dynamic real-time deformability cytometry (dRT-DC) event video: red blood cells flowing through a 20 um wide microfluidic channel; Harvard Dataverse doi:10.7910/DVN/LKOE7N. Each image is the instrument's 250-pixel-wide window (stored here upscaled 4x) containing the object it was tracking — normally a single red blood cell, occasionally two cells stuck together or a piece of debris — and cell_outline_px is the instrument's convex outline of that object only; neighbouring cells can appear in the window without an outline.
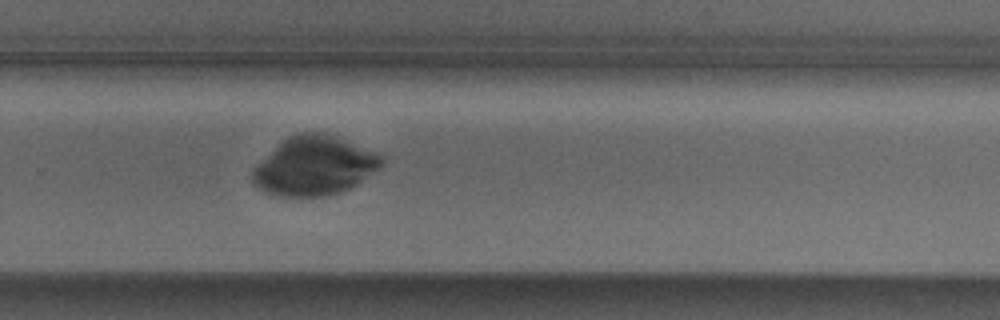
{"species": "Egyptian fruit bat (a non-hibernating species)", "species_latin": "Rousettus aegyptiacus", "temperature_condition": "cold", "stored_images_in_passage": 50, "camera_frame_rate_fps": 3000, "um_per_image_px": 0.085, "animal": {"sex": "male"}, "frame": {"image": 1, "passage_image": 32, "time_ms": 10.333, "image_size_px": [1000, 320], "cell_outline_px": [[384, 164], [356, 184], [340, 192], [324, 196], [280, 196], [264, 192], [252, 184], [252, 168], [256, 164], [288, 136], [300, 132], [316, 132], [380, 152], [384, 156]], "centroid_in_image_um": [26.7, 14.11], "position_along_channel_um": 303.1, "area_um2": 43.93}}
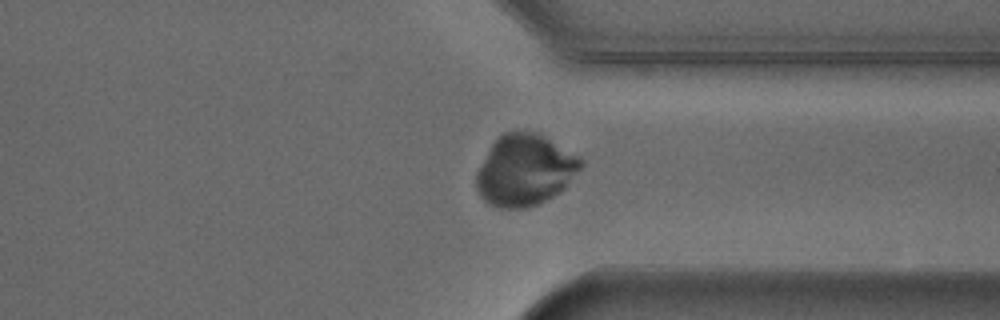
{"frame": {"image": 2, "passage_image": 37, "time_ms": 12.0, "image_size_px": [1000, 320], "cell_outline_px": [[584, 164], [564, 188], [560, 192], [536, 204], [524, 208], [500, 208], [488, 204], [480, 196], [476, 188], [476, 172], [492, 144], [504, 132], [536, 132], [580, 156], [584, 160]], "centroid_in_image_um": [44.61, 14.47], "position_along_channel_um": 366.8, "area_um2": 43.06}}
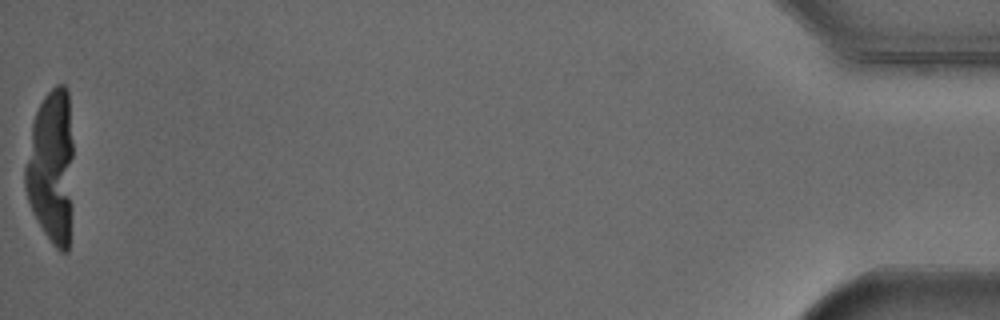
{"frame": {"image": 3, "passage_image": 50, "time_ms": 16.333, "image_size_px": [1000, 320], "cell_outline_px": [[72, 208], [68, 252], [60, 252], [52, 244], [44, 232], [32, 212], [24, 188], [24, 168], [32, 124], [36, 112], [44, 96], [56, 84], [64, 84], [68, 88], [72, 144]], "centroid_in_image_um": [4.37, 14.21], "position_along_channel_um": 430.8, "area_um2": 43.75}}